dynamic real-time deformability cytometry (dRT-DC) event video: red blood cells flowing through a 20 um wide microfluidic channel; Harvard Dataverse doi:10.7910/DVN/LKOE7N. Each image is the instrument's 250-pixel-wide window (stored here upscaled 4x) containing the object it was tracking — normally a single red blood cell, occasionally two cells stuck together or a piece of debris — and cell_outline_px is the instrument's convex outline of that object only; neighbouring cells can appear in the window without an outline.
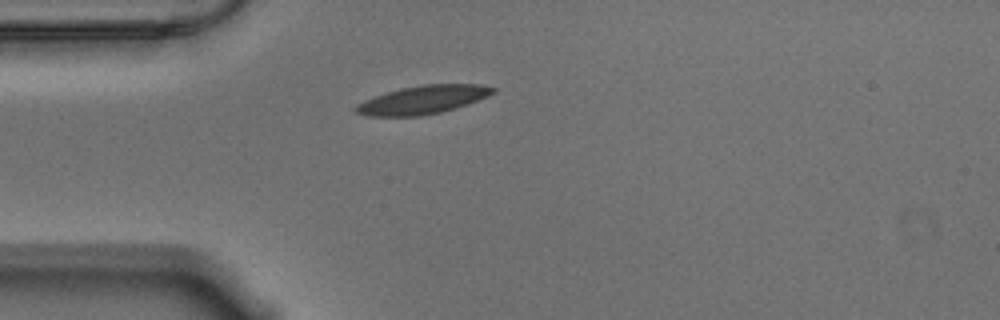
{"species": "Egyptian fruit bat (a non-hibernating species)", "species_latin": "Rousettus aegyptiacus", "temperature_condition": "warm", "stored_images_in_passage": 43, "camera_frame_rate_fps": 3000, "um_per_image_px": 0.085, "animal": {"sex": "male"}, "frame": {"image": 1, "passage_image": 1, "time_ms": 0.0, "image_size_px": [1000, 320], "cell_outline_px": [[496, 92], [488, 96], [456, 108], [440, 112], [420, 116], [368, 116], [356, 112], [352, 108], [356, 104], [364, 100], [400, 88], [424, 84], [480, 84], [496, 88]], "centroid_in_image_um": [35.94, 8.48], "position_along_channel_um": 49.1, "area_um2": 22.6}}
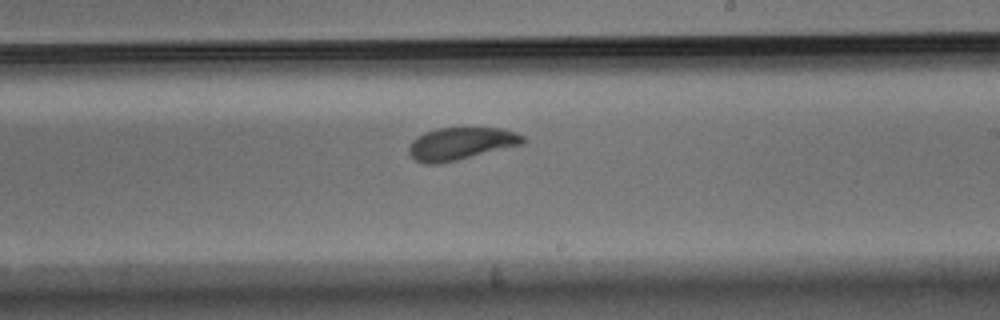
{"frame": {"image": 2, "passage_image": 19, "time_ms": 6.0, "image_size_px": [1000, 320], "cell_outline_px": [[528, 140], [524, 144], [456, 160], [436, 164], [424, 164], [416, 160], [408, 152], [408, 148], [412, 140], [416, 136], [424, 132], [436, 128], [504, 128], [516, 132], [524, 136]], "centroid_in_image_um": [39.19, 12.2], "position_along_channel_um": 249.8, "area_um2": 21.73}}
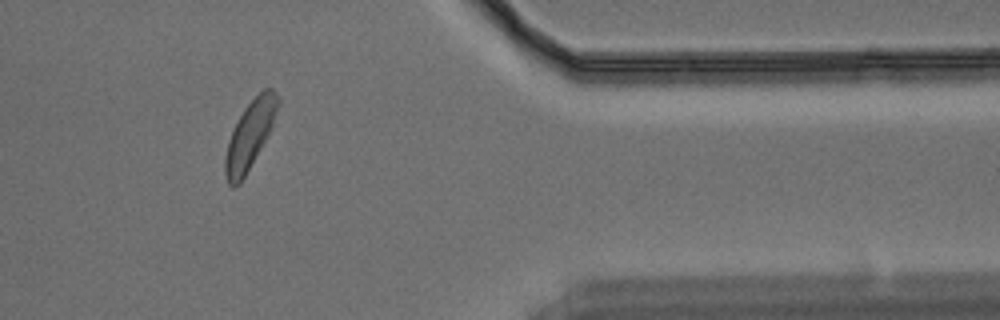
{"frame": {"image": 3, "passage_image": 33, "time_ms": 10.667, "image_size_px": [1000, 320], "cell_outline_px": [[280, 104], [272, 124], [260, 148], [240, 184], [232, 188], [228, 184], [224, 172], [224, 160], [228, 140], [244, 108], [264, 88], [272, 88], [280, 96]], "centroid_in_image_um": [21.23, 11.47], "position_along_channel_um": 390.2, "area_um2": 20.4}, "authors_computed_cell_mechanics": {"area_um2": 21.8484, "velocity_mm_per_s": 3.5035, "shape_relaxation_time_tau1_ms": 2.7387, "shape_relaxation_time_tau2_ms": 1.9369, "deformation_change_tau1": 0.1213, "deformation_change_tau2": 0.0733}}